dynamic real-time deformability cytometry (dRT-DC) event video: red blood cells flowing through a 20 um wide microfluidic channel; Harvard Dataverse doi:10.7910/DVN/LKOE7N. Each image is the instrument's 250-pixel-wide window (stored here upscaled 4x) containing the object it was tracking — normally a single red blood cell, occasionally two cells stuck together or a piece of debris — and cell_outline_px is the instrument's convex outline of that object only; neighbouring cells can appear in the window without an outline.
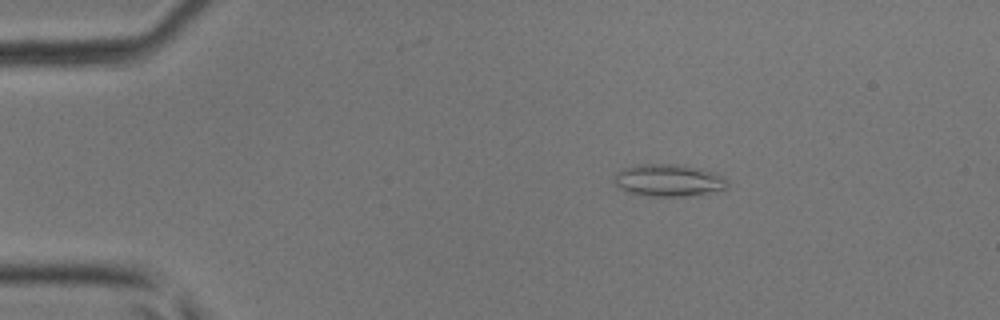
{"species": "common noctule bat (a hibernating species)", "species_latin": "Nyctalus noctula", "temperature_condition": "room temperature", "stored_images_in_passage": 34, "camera_frame_rate_fps": 3000, "um_per_image_px": 0.085, "animal": {"sex": "male", "body_mass_g": 17.9, "forearm_length_mm": 54.2}, "frame": {"image": 1, "passage_image": 1, "time_ms": 0.0, "image_size_px": [1000, 320], "cell_outline_px": [[728, 184], [724, 188], [716, 192], [688, 196], [644, 196], [628, 192], [620, 188], [612, 180], [616, 172], [624, 168], [640, 164], [684, 164], [700, 168], [724, 176], [728, 180]], "centroid_in_image_um": [56.83, 15.32], "position_along_channel_um": 28.2, "area_um2": 21.56}}
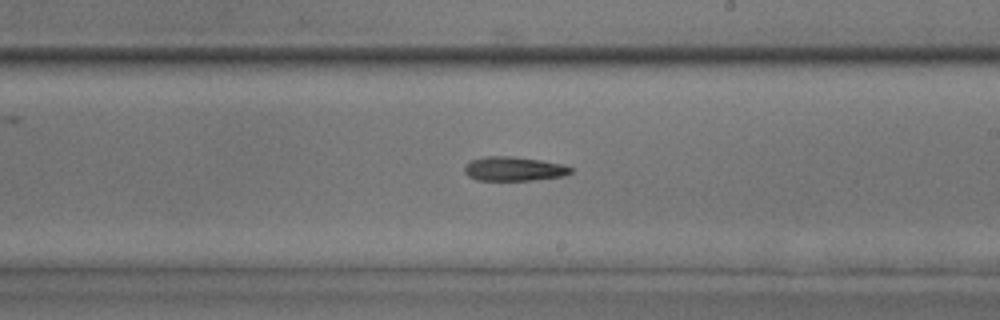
{"frame": {"image": 2, "passage_image": 20, "time_ms": 6.333, "image_size_px": [1000, 320], "cell_outline_px": [[572, 172], [564, 176], [532, 180], [476, 180], [468, 176], [464, 172], [464, 168], [472, 160], [484, 156], [512, 156], [540, 160], [564, 164], [572, 168]], "centroid_in_image_um": [43.69, 14.35], "position_along_channel_um": 245.3, "area_um2": 14.97}}
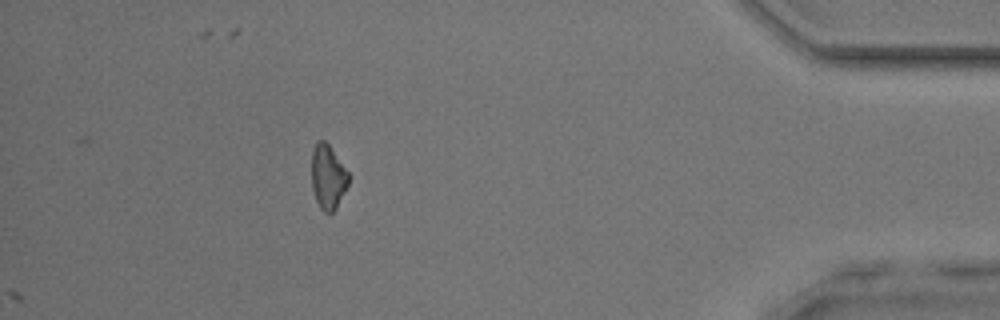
{"frame": {"image": 3, "passage_image": 34, "time_ms": 11.0, "image_size_px": [1000, 320], "cell_outline_px": [[348, 184], [336, 208], [332, 212], [324, 212], [320, 208], [316, 200], [312, 188], [312, 148], [316, 140], [324, 140], [328, 144], [348, 172]], "centroid_in_image_um": [27.85, 15.02], "position_along_channel_um": 407.4, "area_um2": 13.7}}